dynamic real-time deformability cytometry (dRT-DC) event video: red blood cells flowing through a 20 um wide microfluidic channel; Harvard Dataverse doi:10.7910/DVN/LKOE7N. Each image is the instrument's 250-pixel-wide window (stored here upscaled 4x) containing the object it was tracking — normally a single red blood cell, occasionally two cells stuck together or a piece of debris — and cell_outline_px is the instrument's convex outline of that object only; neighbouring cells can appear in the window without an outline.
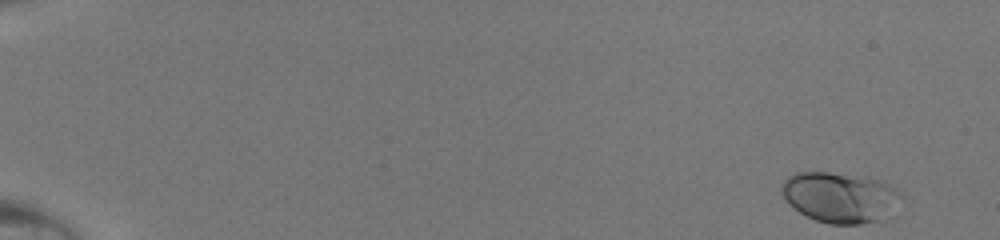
{"species": "human", "species_latin": "Homo sapiens", "temperature_condition": "room temperature", "stored_images_in_passage": 46, "camera_frame_rate_fps": 3000, "um_per_image_px": 0.085, "donor": {"sex": "male"}, "frame": {"image": 1, "passage_image": 1, "time_ms": 0.0, "image_size_px": [1000, 240], "cell_outline_px": [[900, 196], [880, 220], [860, 224], [828, 224], [816, 220], [800, 212], [788, 204], [780, 192], [780, 188], [784, 180], [788, 176], [796, 172], [828, 172], [864, 176], [880, 180], [896, 188], [900, 192]], "centroid_in_image_um": [71.3, 16.74], "position_along_channel_um": 13.7, "area_um2": 34.74}}
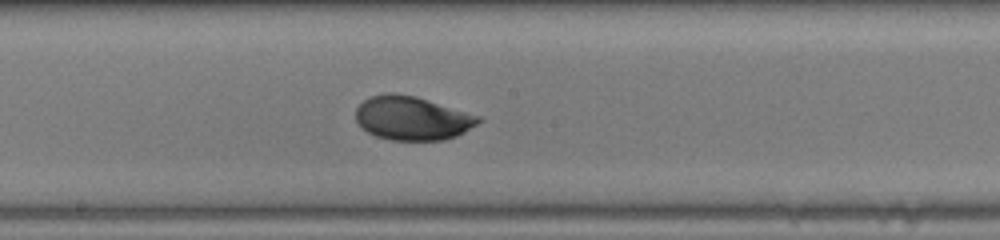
{"frame": {"image": 2, "passage_image": 27, "time_ms": 8.667, "image_size_px": [1000, 240], "cell_outline_px": [[484, 120], [464, 132], [456, 136], [444, 140], [392, 140], [376, 136], [368, 132], [356, 120], [356, 108], [364, 100], [372, 96], [384, 92], [392, 92], [416, 96], [484, 116]], "centroid_in_image_um": [35.1, 10.03], "position_along_channel_um": 213.1, "area_um2": 31.62}}
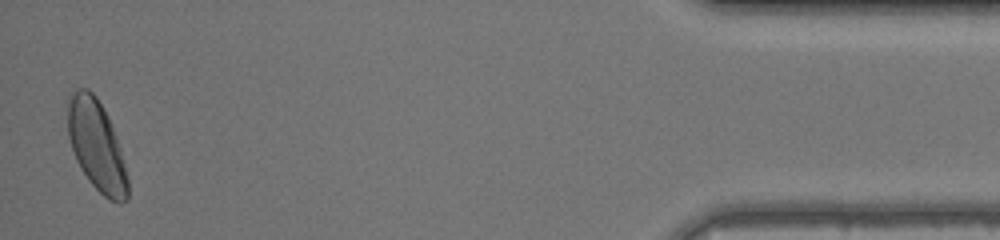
{"frame": {"image": 3, "passage_image": 46, "time_ms": 15.0, "image_size_px": [1000, 240], "cell_outline_px": [[128, 200], [120, 204], [108, 200], [88, 180], [80, 168], [76, 160], [68, 136], [64, 104], [72, 92], [76, 88], [88, 88], [96, 96], [108, 116], [112, 124], [120, 148], [128, 176]], "centroid_in_image_um": [8.17, 12.34], "position_along_channel_um": 427.0, "area_um2": 32.37}}